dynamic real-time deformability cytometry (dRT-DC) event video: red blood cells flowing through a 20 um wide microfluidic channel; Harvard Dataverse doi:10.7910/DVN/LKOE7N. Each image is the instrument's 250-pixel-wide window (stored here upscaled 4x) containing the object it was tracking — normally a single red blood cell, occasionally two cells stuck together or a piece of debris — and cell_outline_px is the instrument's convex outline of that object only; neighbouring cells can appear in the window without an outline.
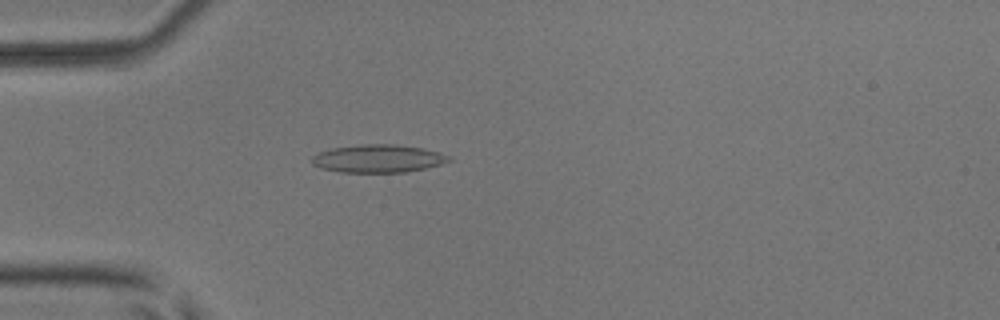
{"species": "common noctule bat (a hibernating species)", "species_latin": "Nyctalus noctula", "temperature_condition": "room temperature", "stored_images_in_passage": 8, "camera_frame_rate_fps": 3000, "um_per_image_px": 0.085, "animal": {"sex": "male", "body_mass_g": 17.9, "forearm_length_mm": 54.2}, "frame": {"image": 1, "passage_image": 3, "time_ms": 0.667, "image_size_px": [1000, 320], "cell_outline_px": [[452, 160], [440, 164], [424, 168], [404, 172], [340, 172], [320, 168], [312, 164], [312, 156], [320, 152], [332, 148], [360, 144], [396, 144], [424, 148], [440, 152], [448, 156]], "centroid_in_image_um": [32.13, 13.47], "position_along_channel_um": 52.9, "area_um2": 22.25}}
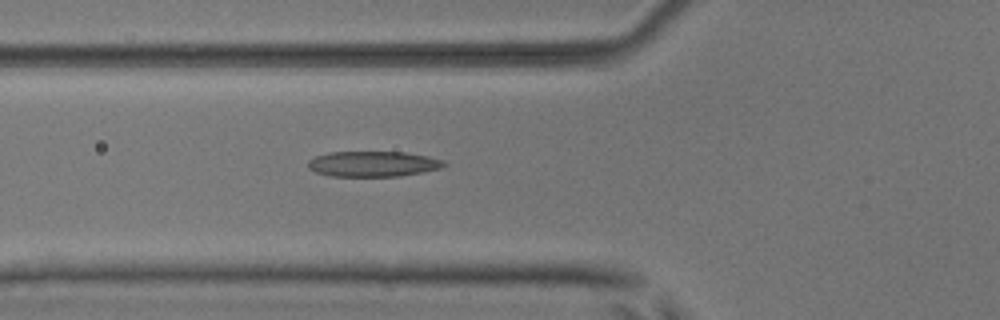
{"frame": {"image": 2, "passage_image": 7, "time_ms": 2.0, "image_size_px": [1000, 320], "cell_outline_px": [[448, 164], [440, 168], [424, 172], [400, 176], [332, 176], [316, 172], [308, 168], [308, 160], [316, 156], [328, 152], [404, 152], [428, 156], [444, 160]], "centroid_in_image_um": [31.73, 13.93], "position_along_channel_um": 94.1, "area_um2": 20.23}}